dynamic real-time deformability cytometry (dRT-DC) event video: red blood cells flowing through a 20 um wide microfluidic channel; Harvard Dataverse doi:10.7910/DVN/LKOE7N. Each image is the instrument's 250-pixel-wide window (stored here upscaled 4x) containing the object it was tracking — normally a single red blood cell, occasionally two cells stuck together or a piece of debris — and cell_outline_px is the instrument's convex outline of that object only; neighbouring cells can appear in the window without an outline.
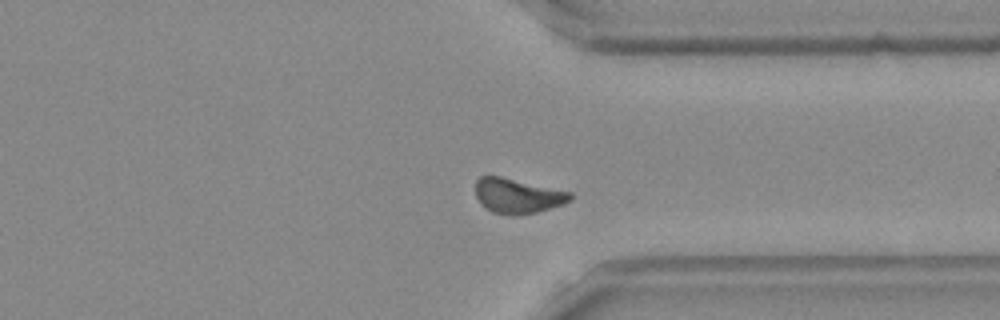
{"species": "Egyptian fruit bat (a non-hibernating species)", "species_latin": "Rousettus aegyptiacus", "temperature_condition": "room temperature", "stored_images_in_passage": 49, "camera_frame_rate_fps": 3000, "um_per_image_px": 0.085, "frame": {"image": 1, "passage_image": 36, "time_ms": 11.667, "image_size_px": [1000, 320], "cell_outline_px": [[572, 200], [564, 204], [536, 212], [516, 216], [492, 212], [480, 204], [476, 196], [476, 180], [480, 176], [500, 176], [572, 192]], "centroid_in_image_um": [44.0, 16.65], "position_along_channel_um": 367.4, "area_um2": 19.31}}
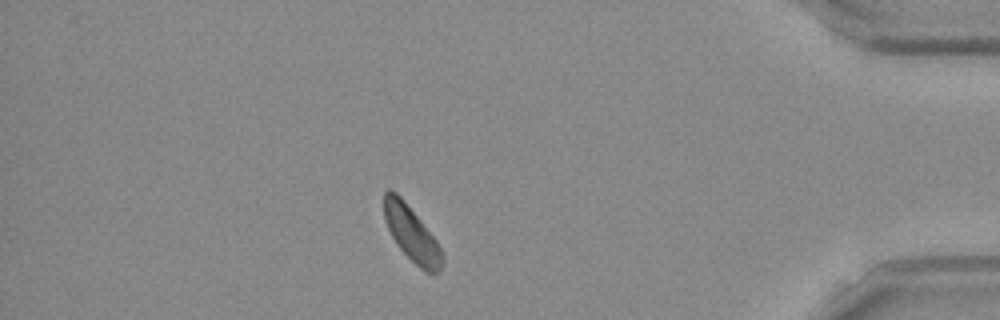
{"frame": {"image": 2, "passage_image": 42, "time_ms": 13.667, "image_size_px": [1000, 320], "cell_outline_px": [[444, 264], [432, 276], [424, 272], [396, 244], [384, 220], [384, 192], [388, 188], [396, 192], [404, 200], [436, 240], [440, 248], [444, 260]], "centroid_in_image_um": [34.98, 19.88], "position_along_channel_um": 400.2, "area_um2": 18.5}}
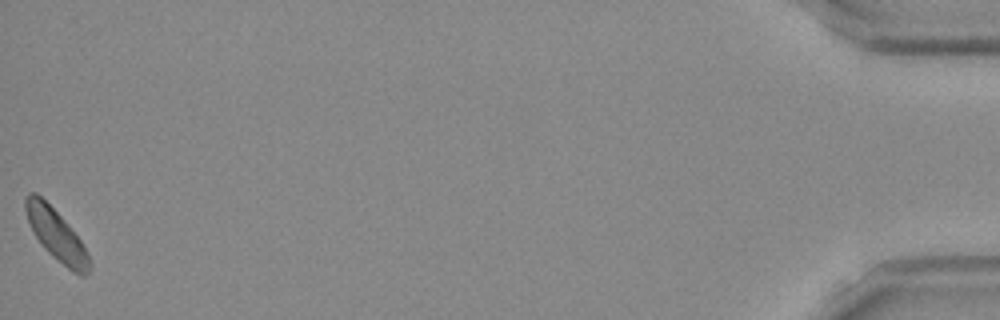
{"frame": {"image": 3, "passage_image": 49, "time_ms": 16.0, "image_size_px": [1000, 320], "cell_outline_px": [[92, 268], [84, 276], [80, 276], [72, 272], [52, 256], [44, 248], [36, 236], [28, 220], [24, 208], [24, 196], [28, 192], [36, 192], [64, 220], [80, 240], [88, 252], [92, 264]], "centroid_in_image_um": [4.8, 20.0], "position_along_channel_um": 430.4, "area_um2": 18.96}}